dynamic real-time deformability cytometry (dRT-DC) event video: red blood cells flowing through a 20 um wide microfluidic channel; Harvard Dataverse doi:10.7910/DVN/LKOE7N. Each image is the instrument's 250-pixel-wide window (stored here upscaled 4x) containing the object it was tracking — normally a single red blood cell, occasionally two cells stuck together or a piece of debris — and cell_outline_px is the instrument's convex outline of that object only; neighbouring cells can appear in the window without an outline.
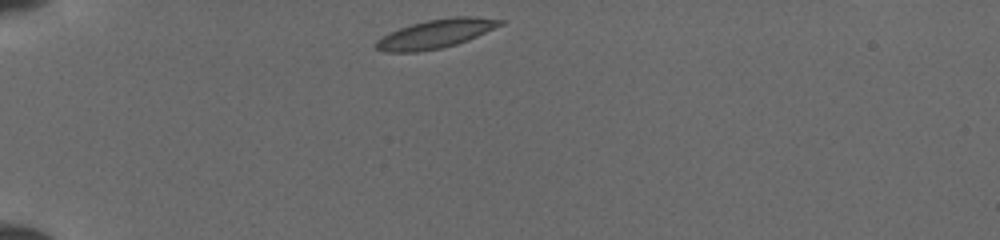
{"species": "common noctule bat (a hibernating species)", "species_latin": "Nyctalus noctula", "temperature_condition": "cold", "stored_images_in_passage": 34, "camera_frame_rate_fps": 3000, "um_per_image_px": 0.085, "animal": {"sex": "female", "body_mass_g": 19.5, "forearm_length_mm": 54.1}, "frame": {"image": 1, "passage_image": 1, "time_ms": 0.0, "image_size_px": [1000, 240], "cell_outline_px": [[504, 24], [468, 40], [456, 44], [440, 48], [416, 52], [384, 52], [376, 48], [372, 44], [376, 40], [400, 28], [412, 24], [428, 20], [456, 16], [476, 16], [504, 20]], "centroid_in_image_um": [37.05, 2.87], "position_along_channel_um": 48.0, "area_um2": 20.69}}
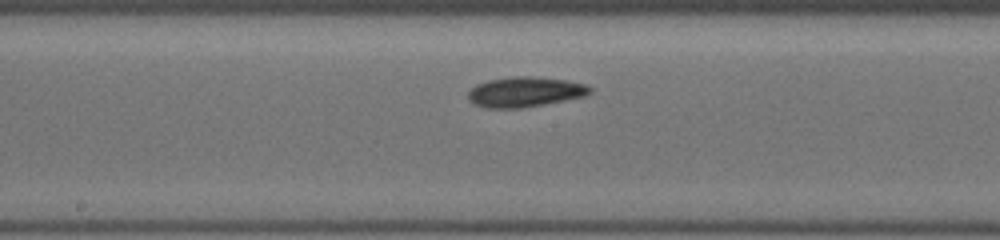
{"frame": {"image": 2, "passage_image": 15, "time_ms": 4.667, "image_size_px": [1000, 240], "cell_outline_px": [[592, 92], [584, 96], [544, 104], [520, 108], [488, 108], [476, 104], [468, 100], [468, 92], [476, 84], [488, 80], [512, 76], [532, 76], [568, 80], [584, 84], [592, 88]], "centroid_in_image_um": [44.62, 7.8], "position_along_channel_um": 203.6, "area_um2": 21.33}}
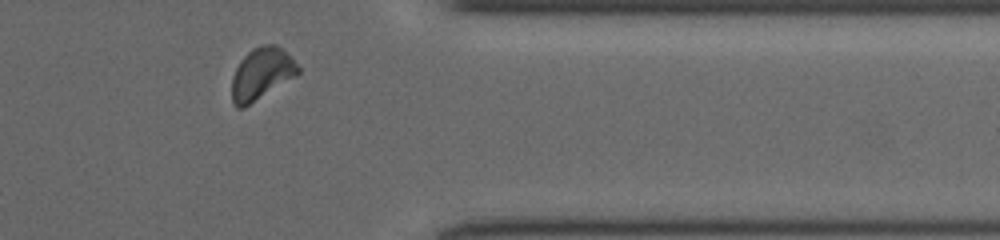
{"frame": {"image": 3, "passage_image": 29, "time_ms": 9.333, "image_size_px": [1000, 240], "cell_outline_px": [[300, 72], [296, 76], [244, 108], [236, 108], [232, 100], [232, 76], [240, 60], [252, 48], [260, 44], [276, 44], [300, 68]], "centroid_in_image_um": [22.2, 6.28], "position_along_channel_um": 389.2, "area_um2": 19.88}}